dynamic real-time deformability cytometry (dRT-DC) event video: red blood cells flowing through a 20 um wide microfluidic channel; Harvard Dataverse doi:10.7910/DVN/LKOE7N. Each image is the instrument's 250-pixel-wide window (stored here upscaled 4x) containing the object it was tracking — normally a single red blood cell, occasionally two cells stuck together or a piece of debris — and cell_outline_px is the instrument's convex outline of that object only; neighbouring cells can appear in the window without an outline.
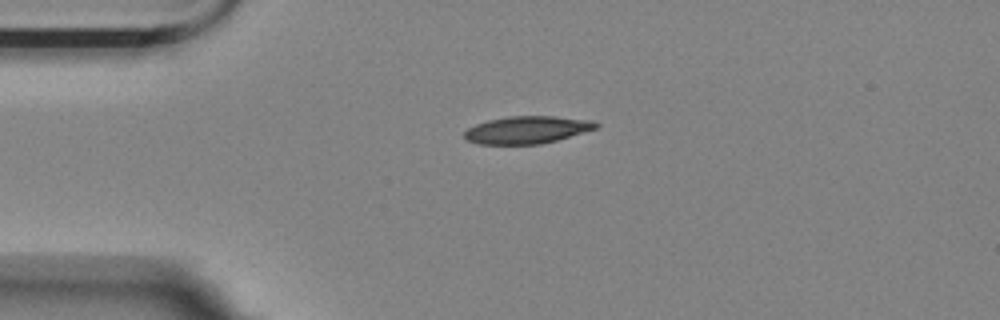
{"species": "Egyptian fruit bat (a non-hibernating species)", "species_latin": "Rousettus aegyptiacus", "temperature_condition": "room temperature", "stored_images_in_passage": 3, "camera_frame_rate_fps": 3000, "um_per_image_px": 0.085, "animal": {"sex": "female"}, "frame": {"image": 1, "passage_image": 1, "time_ms": 0.0, "image_size_px": [1000, 320], "cell_outline_px": [[600, 124], [596, 128], [556, 140], [540, 144], [480, 144], [468, 140], [464, 136], [464, 132], [468, 128], [476, 124], [488, 120], [508, 116], [552, 116], [588, 120]], "centroid_in_image_um": [44.76, 11.03], "position_along_channel_um": 40.2, "area_um2": 20.69}}
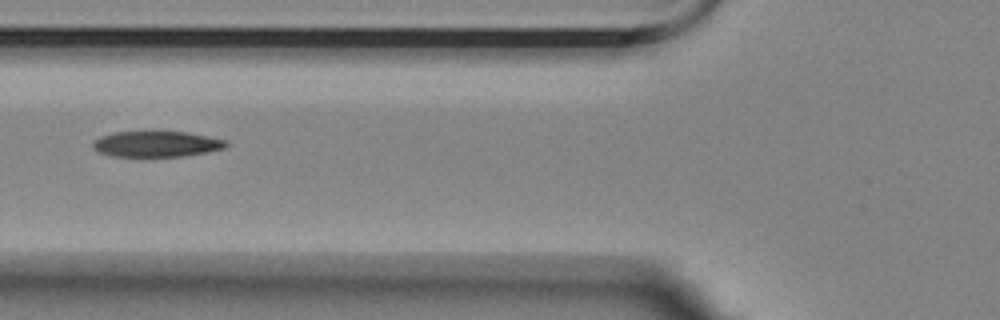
{"frame": {"image": 2, "passage_image": 3, "time_ms": 0.667, "image_size_px": [1000, 320], "cell_outline_px": [[232, 144], [228, 148], [208, 152], [184, 156], [112, 156], [100, 152], [92, 148], [92, 144], [100, 136], [112, 132], [188, 132], [224, 140]], "centroid_in_image_um": [13.35, 12.24], "position_along_channel_um": 112.4, "area_um2": 20.0}}